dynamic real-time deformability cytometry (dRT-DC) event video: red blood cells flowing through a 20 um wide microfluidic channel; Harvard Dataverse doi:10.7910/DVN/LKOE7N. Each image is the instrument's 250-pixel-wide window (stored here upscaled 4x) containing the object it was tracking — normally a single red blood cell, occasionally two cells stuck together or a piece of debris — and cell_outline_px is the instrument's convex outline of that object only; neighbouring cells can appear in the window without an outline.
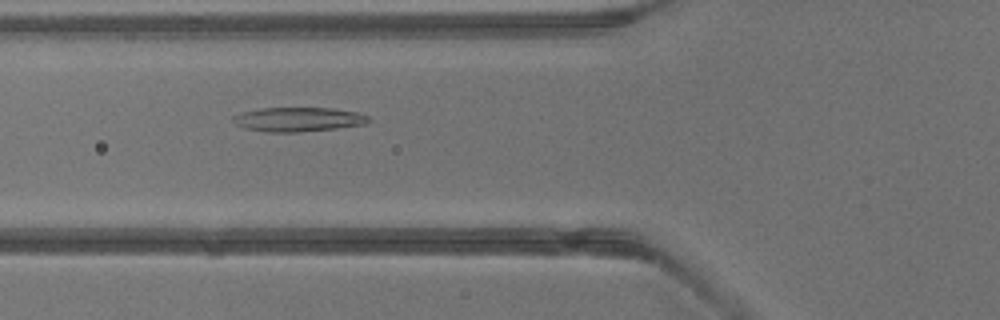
{"species": "common noctule bat (a hibernating species)", "species_latin": "Nyctalus noctula", "temperature_condition": "warm", "stored_images_in_passage": 40, "camera_frame_rate_fps": 3000, "um_per_image_px": 0.085, "animal": {"sex": "male", "body_mass_g": 13.3}, "frame": {"image": 1, "passage_image": 15, "time_ms": 4.667, "image_size_px": [1000, 320], "cell_outline_px": [[372, 120], [364, 124], [336, 128], [300, 132], [268, 132], [244, 128], [236, 124], [232, 120], [232, 116], [240, 112], [260, 108], [332, 108], [356, 112], [368, 116]], "centroid_in_image_um": [25.32, 10.14], "position_along_channel_um": 100.5, "area_um2": 19.19}}
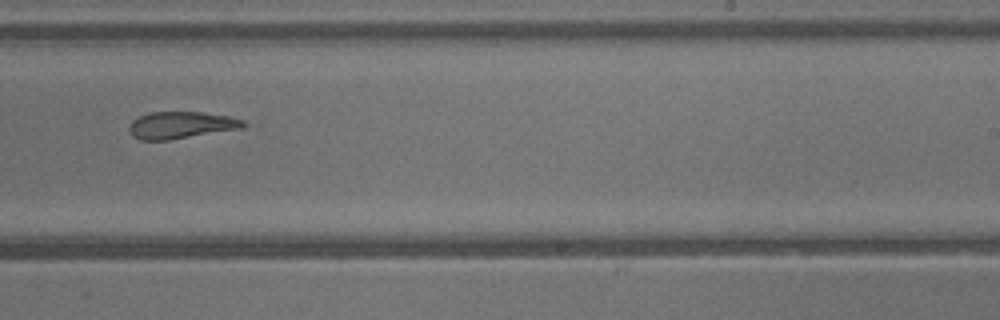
{"frame": {"image": 2, "passage_image": 25, "time_ms": 8.0, "image_size_px": [1000, 320], "cell_outline_px": [[252, 124], [244, 128], [168, 140], [140, 140], [132, 136], [128, 128], [132, 120], [148, 112], [200, 112], [228, 116], [244, 120]], "centroid_in_image_um": [15.43, 10.63], "position_along_channel_um": 273.6, "area_um2": 18.15}}
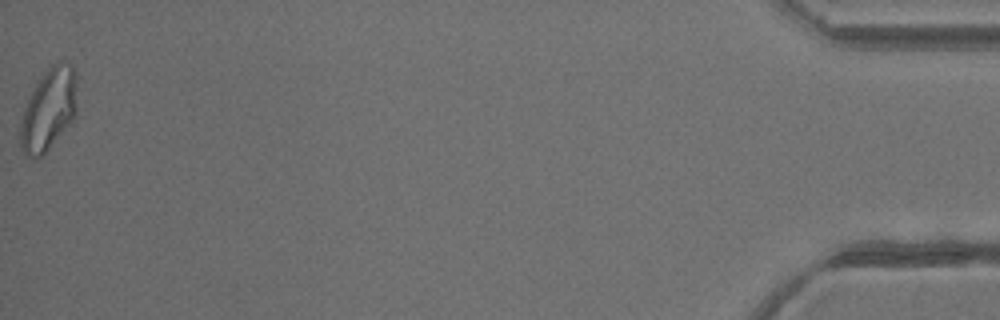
{"frame": {"image": 3, "passage_image": 40, "time_ms": 13.0, "image_size_px": [1000, 320], "cell_outline_px": [[76, 112], [72, 120], [44, 156], [36, 160], [32, 160], [24, 152], [20, 144], [20, 120], [24, 108], [36, 84], [44, 72], [56, 60], [60, 60], [72, 64], [76, 72]], "centroid_in_image_um": [4.14, 9.32], "position_along_channel_um": 431.1, "area_um2": 27.4}}